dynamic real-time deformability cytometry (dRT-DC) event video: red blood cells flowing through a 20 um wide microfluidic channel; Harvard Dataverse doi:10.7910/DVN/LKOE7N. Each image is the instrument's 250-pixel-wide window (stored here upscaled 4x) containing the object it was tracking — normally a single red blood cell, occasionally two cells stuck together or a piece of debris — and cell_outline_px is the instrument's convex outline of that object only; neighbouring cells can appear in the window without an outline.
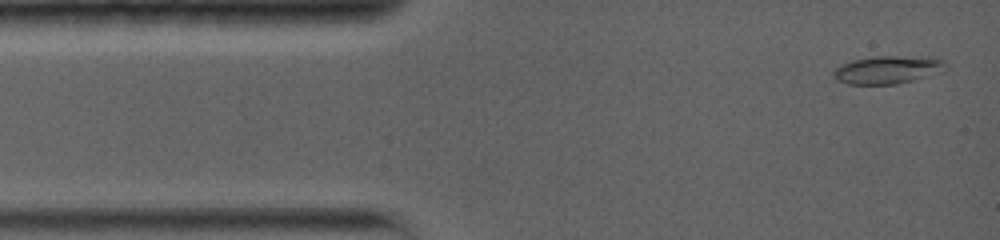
{"species": "common noctule bat (a hibernating species)", "species_latin": "Nyctalus noctula", "temperature_condition": "warm", "stored_images_in_passage": 33, "camera_frame_rate_fps": 5000, "um_per_image_px": 0.085, "animal": {"sex": "female", "body_mass_g": 19.0, "forearm_length_mm": 56.7}, "frame": {"image": 1, "passage_image": 1, "time_ms": 0.0, "image_size_px": [1000, 240], "cell_outline_px": [[948, 68], [912, 80], [896, 84], [848, 84], [836, 80], [832, 72], [836, 68], [852, 60], [876, 56], [928, 56], [944, 60], [948, 64]], "centroid_in_image_um": [75.46, 5.91], "position_along_channel_um": 9.5, "area_um2": 18.15}}
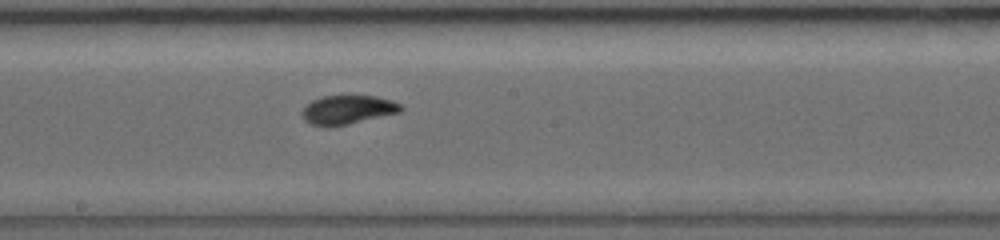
{"frame": {"image": 2, "passage_image": 16, "time_ms": 7.2, "image_size_px": [1000, 240], "cell_outline_px": [[404, 108], [400, 112], [332, 128], [328, 128], [308, 124], [304, 120], [300, 112], [312, 100], [324, 96], [376, 96], [392, 100], [400, 104]], "centroid_in_image_um": [29.52, 9.35], "position_along_channel_um": 218.7, "area_um2": 16.88}}
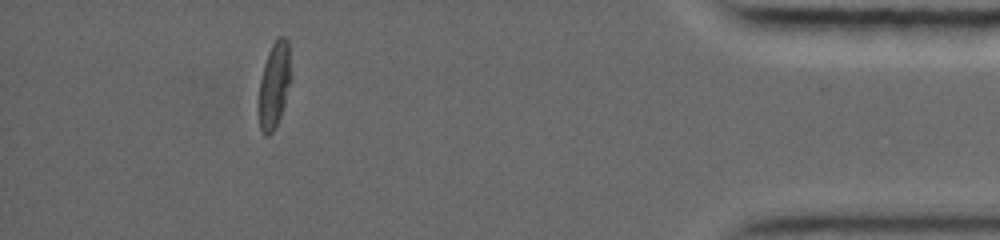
{"frame": {"image": 3, "passage_image": 29, "time_ms": 13.8, "image_size_px": [1000, 240], "cell_outline_px": [[292, 80], [280, 116], [272, 132], [268, 136], [264, 136], [260, 128], [256, 104], [260, 80], [264, 64], [268, 52], [276, 36], [284, 36], [288, 40], [292, 76]], "centroid_in_image_um": [23.29, 7.21], "position_along_channel_um": 411.9, "area_um2": 16.82}, "authors_computed_cell_mechanics": {"area_um2": 16.7042, "velocity_mm_per_s": 3.8201, "shape_relaxation_time_tau1_ms": 5.6296, "shape_relaxation_time_tau2_ms": 2.7849, "deformation_change_tau1": 0.2003, "deformation_change_tau2": 0.0591}}